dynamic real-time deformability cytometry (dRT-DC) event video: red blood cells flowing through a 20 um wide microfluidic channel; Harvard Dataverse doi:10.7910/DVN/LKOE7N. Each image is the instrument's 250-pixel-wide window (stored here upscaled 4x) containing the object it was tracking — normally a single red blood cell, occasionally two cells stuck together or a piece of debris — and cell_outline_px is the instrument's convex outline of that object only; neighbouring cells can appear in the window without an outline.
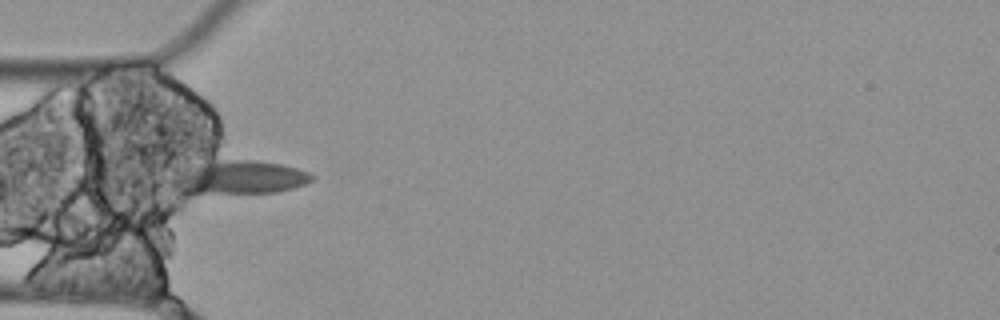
{"species": "Egyptian fruit bat (a non-hibernating species)", "species_latin": "Rousettus aegyptiacus", "temperature_condition": "cold", "stored_images_in_passage": 14, "camera_frame_rate_fps": 3000, "um_per_image_px": 0.085, "animal": {"sex": "female"}, "frame": {"image": 1, "passage_image": 4, "time_ms": 1.0, "image_size_px": [1000, 320], "cell_outline_px": [[316, 176], [312, 180], [304, 184], [292, 188], [276, 192], [180, 192], [172, 184], [172, 168], [224, 160], [256, 160], [280, 164], [296, 168], [308, 172]], "centroid_in_image_um": [20.26, 15.05], "position_along_channel_um": 64.7, "area_um2": 27.11}}
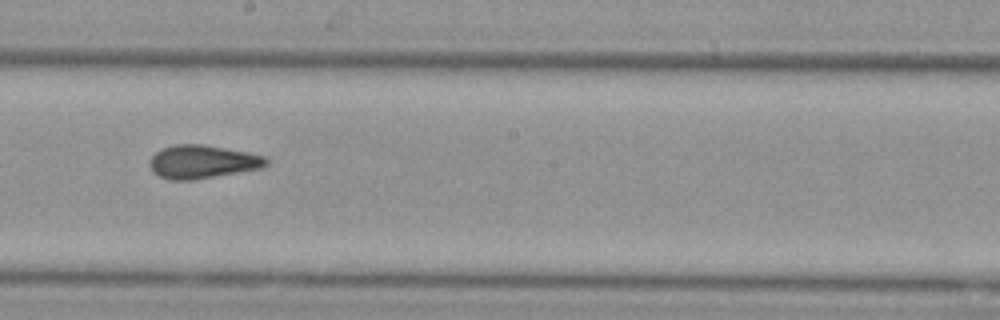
{"frame": {"image": 2, "passage_image": 8, "time_ms": 2.333, "image_size_px": [1000, 320], "cell_outline_px": [[268, 164], [264, 168], [192, 180], [168, 180], [152, 172], [148, 164], [152, 156], [160, 148], [176, 144], [200, 144], [248, 152], [268, 156]], "centroid_in_image_um": [17.22, 13.75], "position_along_channel_um": 231.0, "area_um2": 22.89}}
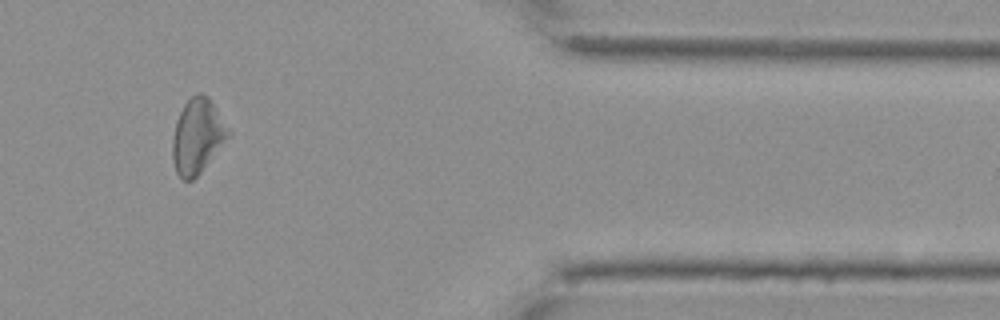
{"frame": {"image": 3, "passage_image": 12, "time_ms": 3.667, "image_size_px": [1000, 320], "cell_outline_px": [[232, 136], [200, 172], [192, 180], [184, 180], [176, 172], [172, 160], [172, 140], [176, 124], [180, 112], [184, 104], [192, 96], [200, 92], [208, 96], [232, 132]], "centroid_in_image_um": [16.81, 11.57], "position_along_channel_um": 394.6, "area_um2": 24.39}}